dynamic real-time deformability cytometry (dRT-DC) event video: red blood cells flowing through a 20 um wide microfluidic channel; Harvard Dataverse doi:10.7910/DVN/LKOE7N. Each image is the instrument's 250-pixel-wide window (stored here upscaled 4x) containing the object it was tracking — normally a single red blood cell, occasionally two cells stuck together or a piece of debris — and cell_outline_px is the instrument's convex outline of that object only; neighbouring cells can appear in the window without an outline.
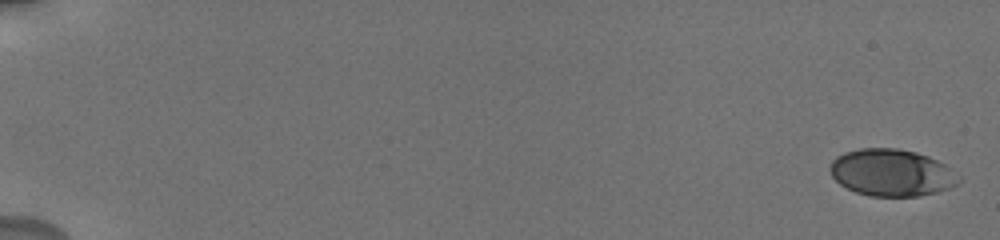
{"species": "human", "species_latin": "Homo sapiens", "temperature_condition": "cold", "stored_images_in_passage": 65, "camera_frame_rate_fps": 3000, "um_per_image_px": 0.085, "donor": {"sex": "male"}, "frame": {"image": 1, "passage_image": 1, "time_ms": 0.0, "image_size_px": [1000, 240], "cell_outline_px": [[960, 184], [936, 192], [920, 196], [868, 196], [856, 192], [840, 184], [832, 176], [828, 168], [832, 160], [836, 156], [844, 152], [860, 148], [896, 148], [916, 152], [928, 156], [944, 164], [960, 176]], "centroid_in_image_um": [75.77, 14.67], "position_along_channel_um": 9.2, "area_um2": 35.37}}
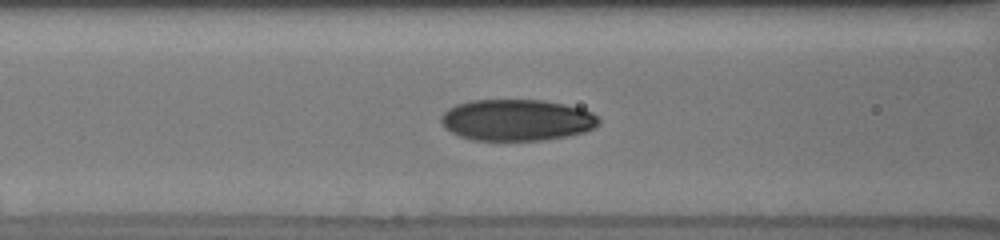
{"frame": {"image": 2, "passage_image": 36, "time_ms": 8.333, "image_size_px": [1000, 240], "cell_outline_px": [[600, 124], [584, 132], [568, 136], [544, 140], [472, 140], [460, 136], [444, 128], [440, 120], [440, 116], [448, 108], [456, 104], [472, 100], [540, 100], [564, 104], [580, 108], [592, 112], [600, 120]], "centroid_in_image_um": [43.91, 10.2], "position_along_channel_um": 122.7, "area_um2": 38.15}}
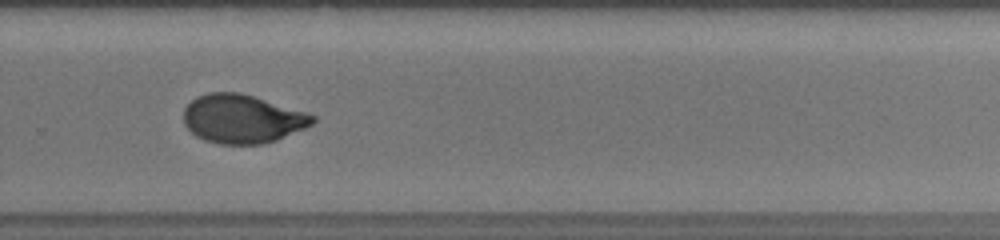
{"frame": {"image": 3, "passage_image": 60, "time_ms": 13.333, "image_size_px": [1000, 240], "cell_outline_px": [[316, 120], [312, 124], [304, 128], [276, 140], [264, 144], [220, 144], [204, 140], [196, 136], [184, 124], [184, 108], [196, 96], [208, 92], [240, 92], [308, 112], [316, 116]], "centroid_in_image_um": [20.6, 10.09], "position_along_channel_um": 309.2, "area_um2": 36.7}}